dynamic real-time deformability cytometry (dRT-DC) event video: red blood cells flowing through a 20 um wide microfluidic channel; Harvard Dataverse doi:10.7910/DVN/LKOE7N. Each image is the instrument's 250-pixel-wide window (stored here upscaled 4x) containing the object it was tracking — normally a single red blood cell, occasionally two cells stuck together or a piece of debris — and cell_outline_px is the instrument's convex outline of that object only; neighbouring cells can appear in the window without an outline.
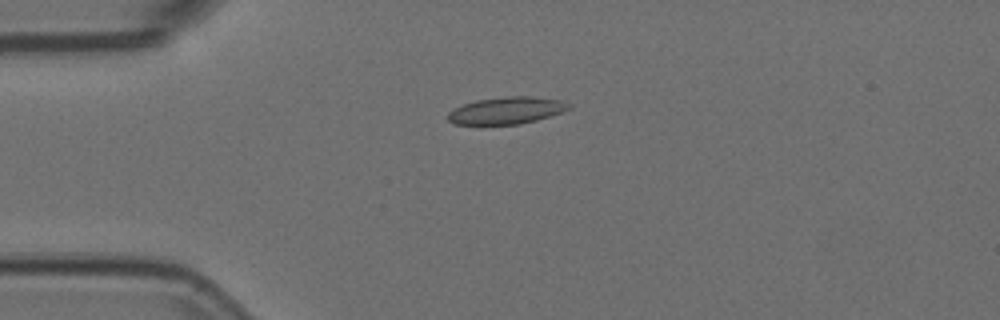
{"species": "Egyptian fruit bat (a non-hibernating species)", "species_latin": "Rousettus aegyptiacus", "temperature_condition": "room temperature", "stored_images_in_passage": 8, "camera_frame_rate_fps": 3000, "um_per_image_px": 0.085, "animal": {"sex": "female"}, "frame": {"image": 1, "passage_image": 2, "time_ms": 0.333, "image_size_px": [1000, 320], "cell_outline_px": [[572, 108], [536, 120], [520, 124], [452, 124], [448, 120], [448, 112], [452, 108], [476, 100], [504, 96], [532, 96], [564, 100], [572, 104]], "centroid_in_image_um": [43.06, 9.37], "position_along_channel_um": 41.9, "area_um2": 19.19}}
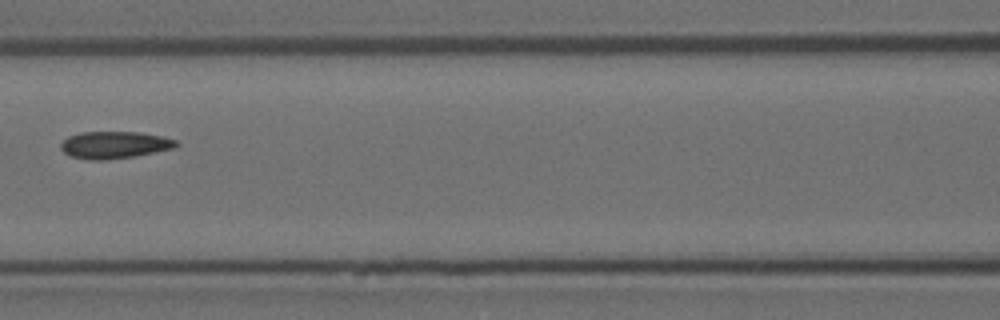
{"frame": {"image": 2, "passage_image": 5, "time_ms": 1.333, "image_size_px": [1000, 320], "cell_outline_px": [[180, 144], [176, 148], [132, 156], [108, 160], [88, 160], [72, 156], [64, 152], [60, 148], [60, 144], [68, 136], [80, 132], [140, 132], [164, 136], [176, 140]], "centroid_in_image_um": [9.75, 12.31], "position_along_channel_um": 156.8, "area_um2": 18.32}}
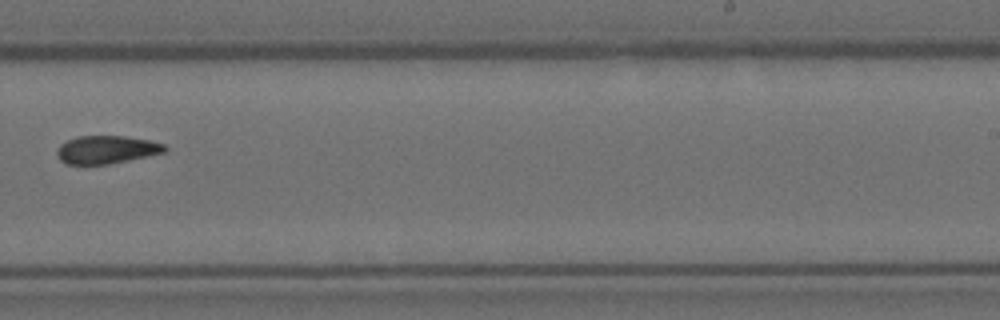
{"frame": {"image": 3, "passage_image": 8, "time_ms": 2.333, "image_size_px": [1000, 320], "cell_outline_px": [[168, 148], [164, 152], [128, 160], [108, 164], [68, 164], [60, 160], [56, 152], [56, 148], [60, 144], [76, 136], [124, 136], [148, 140], [164, 144]], "centroid_in_image_um": [9.02, 12.71], "position_along_channel_um": 280.0, "area_um2": 17.46}}